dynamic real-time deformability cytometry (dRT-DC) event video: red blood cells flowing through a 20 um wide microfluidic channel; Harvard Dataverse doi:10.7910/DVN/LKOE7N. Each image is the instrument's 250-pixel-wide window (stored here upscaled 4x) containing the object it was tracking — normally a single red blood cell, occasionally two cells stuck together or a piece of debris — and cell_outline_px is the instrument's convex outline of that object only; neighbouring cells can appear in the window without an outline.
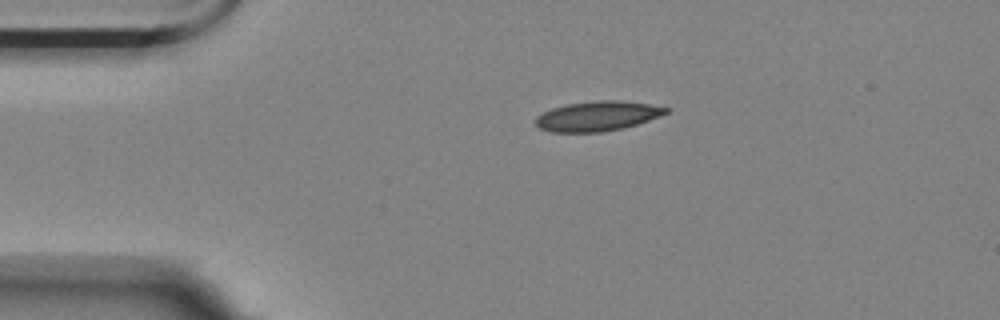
{"species": "Egyptian fruit bat (a non-hibernating species)", "species_latin": "Rousettus aegyptiacus", "temperature_condition": "room temperature", "stored_images_in_passage": 46, "camera_frame_rate_fps": 3000, "um_per_image_px": 0.085, "animal": {"sex": "female"}, "frame": {"image": 1, "passage_image": 1, "time_ms": 0.0, "image_size_px": [1000, 320], "cell_outline_px": [[668, 112], [660, 116], [624, 128], [604, 132], [552, 132], [540, 128], [536, 124], [536, 116], [552, 108], [568, 104], [600, 100], [616, 100], [648, 104], [668, 108]], "centroid_in_image_um": [50.77, 9.87], "position_along_channel_um": 34.2, "area_um2": 22.37}}
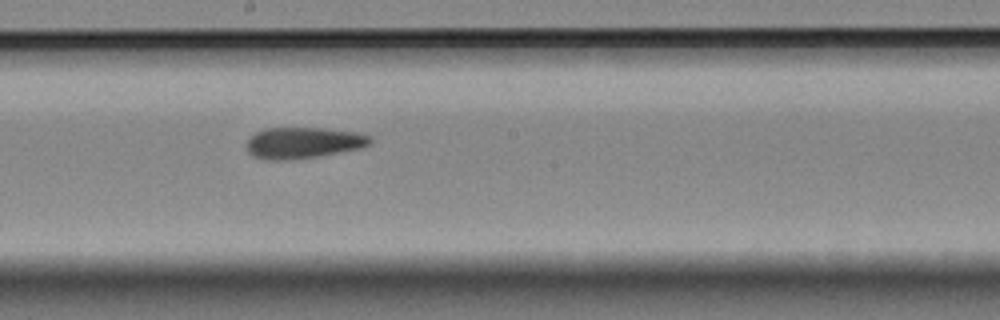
{"frame": {"image": 2, "passage_image": 20, "time_ms": 6.333, "image_size_px": [1000, 320], "cell_outline_px": [[372, 140], [368, 144], [360, 148], [320, 156], [288, 160], [264, 160], [252, 156], [248, 152], [248, 140], [256, 132], [264, 128], [324, 128], [356, 132], [368, 136]], "centroid_in_image_um": [25.74, 12.14], "position_along_channel_um": 222.5, "area_um2": 22.37}}
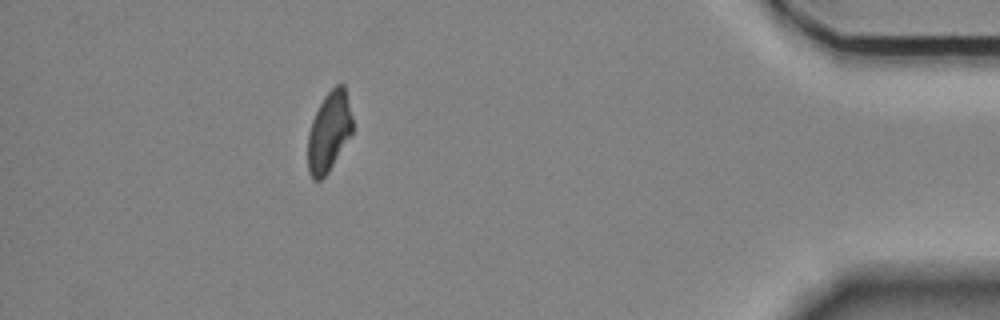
{"frame": {"image": 3, "passage_image": 40, "time_ms": 13.0, "image_size_px": [1000, 320], "cell_outline_px": [[352, 132], [328, 172], [320, 180], [312, 180], [308, 172], [308, 132], [312, 120], [324, 96], [336, 84], [344, 84], [352, 116]], "centroid_in_image_um": [27.95, 11.19], "position_along_channel_um": 407.3, "area_um2": 20.58}, "authors_computed_cell_mechanics": {"area_um2": 22.3397, "velocity_mm_per_s": 3.5294, "shape_relaxation_time_tau1_ms": null, "shape_relaxation_time_tau2_ms": 5.3635, "deformation_change_tau1": null, "deformation_change_tau2": 0.1031}}